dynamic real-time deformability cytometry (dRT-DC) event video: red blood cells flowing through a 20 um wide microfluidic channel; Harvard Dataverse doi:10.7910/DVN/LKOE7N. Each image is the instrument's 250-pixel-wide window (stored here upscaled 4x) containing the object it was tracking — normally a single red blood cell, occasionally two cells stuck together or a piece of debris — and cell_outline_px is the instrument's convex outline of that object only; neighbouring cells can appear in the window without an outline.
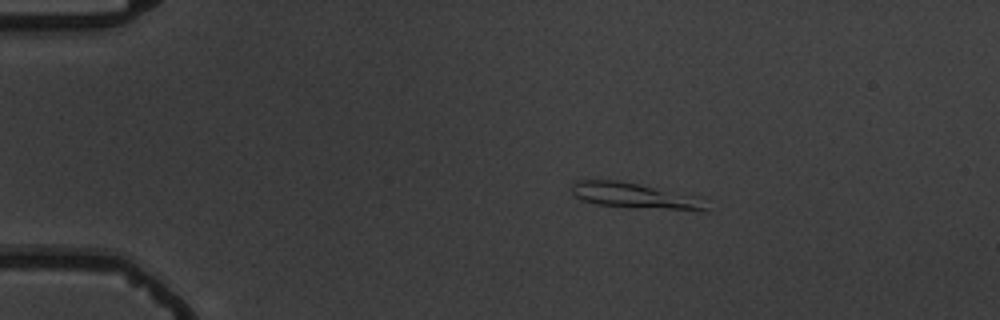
{"species": "common noctule bat (a hibernating species)", "species_latin": "Nyctalus noctula", "temperature_condition": "warm", "stored_images_in_passage": 3, "camera_frame_rate_fps": 3000, "um_per_image_px": 0.085, "animal": {"sex": "male", "body_mass_g": 19.5, "forearm_length_mm": 54.6}, "frame": {"image": 1, "passage_image": 2, "time_ms": 1.333, "image_size_px": [1000, 320], "cell_outline_px": [[708, 212], [596, 204], [584, 200], [576, 196], [572, 192], [572, 184], [576, 180], [616, 180], [704, 196], [708, 208]], "centroid_in_image_um": [54.12, 16.64], "position_along_channel_um": 30.9, "area_um2": 20.23}}